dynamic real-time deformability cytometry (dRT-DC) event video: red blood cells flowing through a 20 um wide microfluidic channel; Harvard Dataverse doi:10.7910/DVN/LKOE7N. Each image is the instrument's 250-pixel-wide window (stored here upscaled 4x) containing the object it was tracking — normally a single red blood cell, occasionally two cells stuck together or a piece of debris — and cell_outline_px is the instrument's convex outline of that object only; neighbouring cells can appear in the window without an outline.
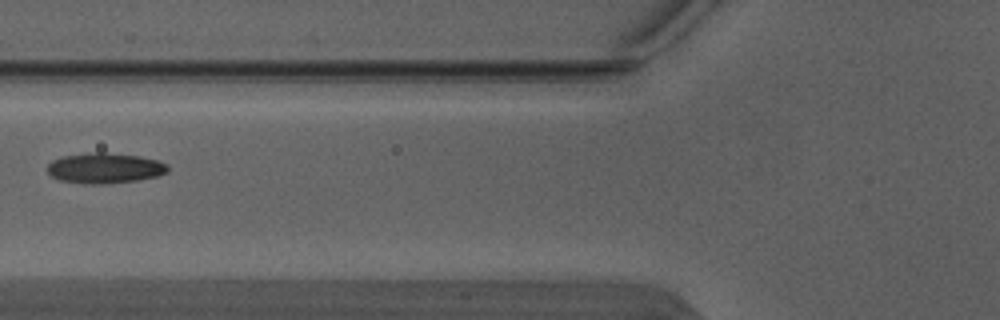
{"species": "Egyptian fruit bat (a non-hibernating species)", "species_latin": "Rousettus aegyptiacus", "temperature_condition": "warm", "stored_images_in_passage": 3, "camera_frame_rate_fps": 3000, "um_per_image_px": 0.085, "animal": {"sex": "male"}, "frame": {"image": 1, "passage_image": 3, "time_ms": 0.667, "image_size_px": [1000, 320], "cell_outline_px": [[168, 172], [156, 176], [140, 180], [100, 184], [84, 184], [56, 180], [48, 172], [48, 164], [52, 160], [64, 156], [96, 152], [104, 152], [140, 156], [156, 160], [168, 164]], "centroid_in_image_um": [8.9, 14.3], "position_along_channel_um": 116.9, "area_um2": 21.39}}